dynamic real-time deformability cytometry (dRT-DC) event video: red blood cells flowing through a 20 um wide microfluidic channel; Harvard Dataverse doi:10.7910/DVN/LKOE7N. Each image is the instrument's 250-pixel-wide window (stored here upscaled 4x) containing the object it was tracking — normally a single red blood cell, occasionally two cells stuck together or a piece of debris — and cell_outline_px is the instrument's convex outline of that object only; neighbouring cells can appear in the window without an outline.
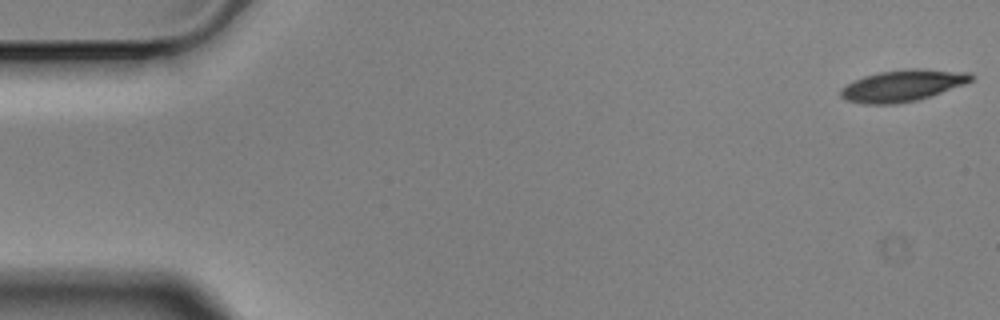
{"species": "Egyptian fruit bat (a non-hibernating species)", "species_latin": "Rousettus aegyptiacus", "temperature_condition": "cold", "stored_images_in_passage": 57, "camera_frame_rate_fps": 3000, "um_per_image_px": 0.085, "animal": {"sex": "male"}, "frame": {"image": 1, "passage_image": 1, "time_ms": 0.0, "image_size_px": [1000, 320], "cell_outline_px": [[976, 76], [972, 80], [964, 84], [916, 100], [896, 104], [864, 104], [848, 100], [840, 96], [840, 88], [864, 76], [880, 72], [916, 68], [972, 72]], "centroid_in_image_um": [76.75, 7.27], "position_along_channel_um": 8.3, "area_um2": 23.7}}
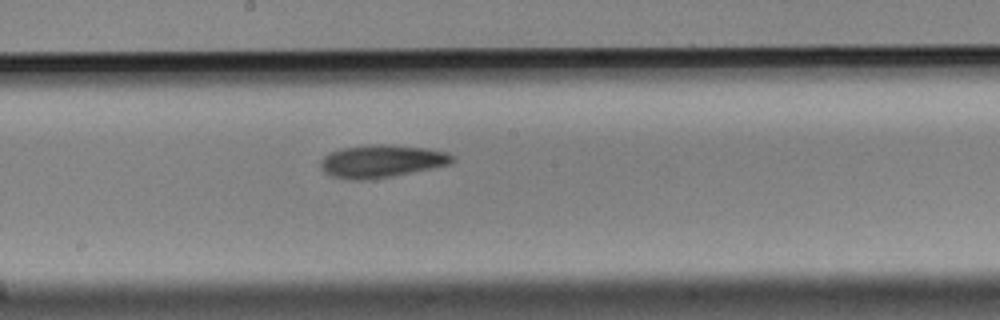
{"frame": {"image": 2, "passage_image": 30, "time_ms": 9.667, "image_size_px": [1000, 320], "cell_outline_px": [[456, 160], [448, 164], [392, 176], [368, 180], [352, 180], [332, 176], [324, 172], [320, 168], [320, 160], [324, 156], [332, 152], [344, 148], [376, 144], [384, 144], [424, 148], [448, 152], [456, 156]], "centroid_in_image_um": [32.43, 13.7], "position_along_channel_um": 215.8, "area_um2": 24.85}}
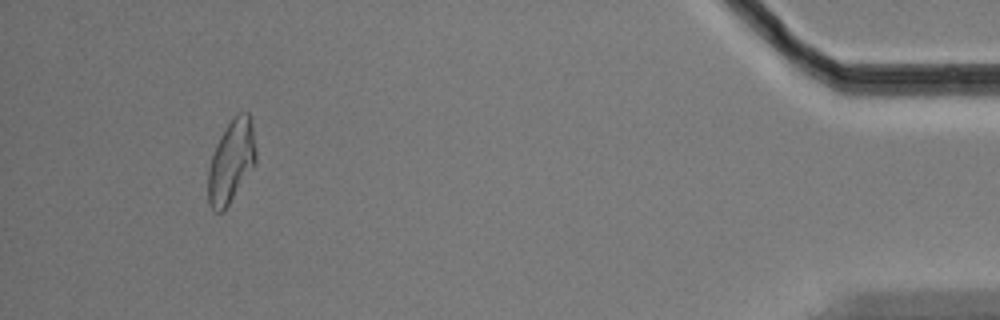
{"frame": {"image": 3, "passage_image": 53, "time_ms": 17.333, "image_size_px": [1000, 320], "cell_outline_px": [[256, 160], [224, 212], [216, 212], [208, 204], [208, 168], [216, 144], [220, 136], [228, 124], [240, 112], [248, 112], [252, 124], [256, 152]], "centroid_in_image_um": [19.63, 13.74], "position_along_channel_um": 415.6, "area_um2": 22.6}, "authors_computed_cell_mechanics": {"area_um2": 23.698, "velocity_mm_per_s": 3.5018, "shape_relaxation_time_tau1_ms": 4.0072, "shape_relaxation_time_tau2_ms": null, "deformation_change_tau1": 0.1544, "deformation_change_tau2": null}}